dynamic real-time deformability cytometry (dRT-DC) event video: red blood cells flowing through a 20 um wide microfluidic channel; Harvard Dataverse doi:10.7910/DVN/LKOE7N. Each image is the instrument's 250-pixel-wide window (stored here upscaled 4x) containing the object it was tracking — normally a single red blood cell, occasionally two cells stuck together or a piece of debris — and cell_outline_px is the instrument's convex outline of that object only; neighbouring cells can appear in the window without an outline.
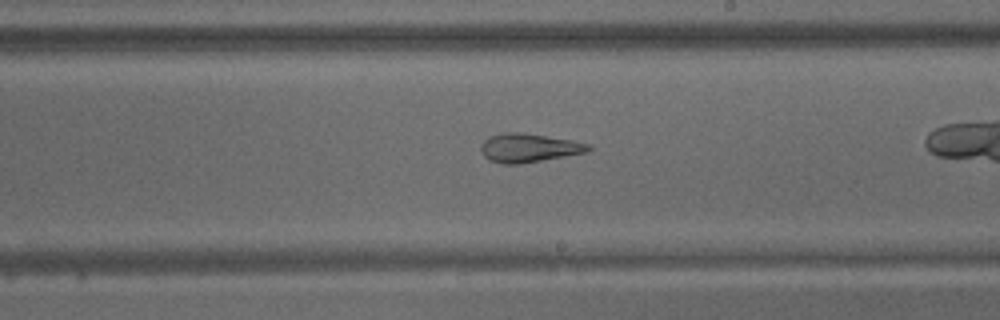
{"species": "common noctule bat (a hibernating species)", "species_latin": "Nyctalus noctula", "temperature_condition": "warm", "stored_images_in_passage": 45, "camera_frame_rate_fps": 3000, "um_per_image_px": 0.085, "animal": {"sex": "male", "body_mass_g": 15.6}, "frame": {"image": 1, "passage_image": 32, "time_ms": 10.333, "image_size_px": [1000, 320], "cell_outline_px": [[592, 148], [588, 152], [520, 164], [504, 164], [488, 160], [484, 156], [480, 148], [484, 140], [492, 136], [504, 132], [520, 132], [572, 140], [592, 144]], "centroid_in_image_um": [44.97, 12.57], "position_along_channel_um": 244.0, "area_um2": 17.98}}